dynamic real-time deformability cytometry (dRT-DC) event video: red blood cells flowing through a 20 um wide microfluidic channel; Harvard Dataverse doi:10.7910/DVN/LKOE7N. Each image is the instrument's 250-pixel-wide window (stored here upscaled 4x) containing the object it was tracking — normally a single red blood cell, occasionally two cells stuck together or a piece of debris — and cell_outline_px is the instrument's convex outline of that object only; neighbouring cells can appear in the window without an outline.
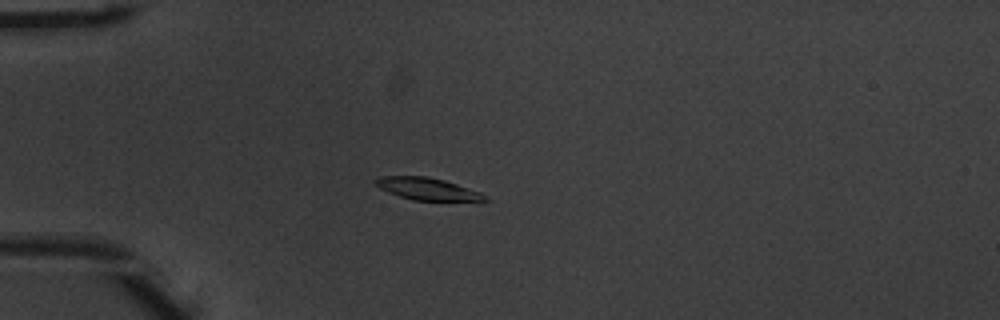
{"species": "common noctule bat (a hibernating species)", "species_latin": "Nyctalus noctula", "temperature_condition": "warm", "stored_images_in_passage": 43, "camera_frame_rate_fps": 3000, "um_per_image_px": 0.085, "animal": {"sex": "male", "body_mass_g": 20.1, "forearm_length_mm": 53.5}, "frame": {"image": 1, "passage_image": 5, "time_ms": 1.333, "image_size_px": [1000, 320], "cell_outline_px": [[488, 200], [412, 200], [388, 192], [380, 188], [372, 180], [376, 176], [428, 176], [444, 180], [480, 192], [488, 196]], "centroid_in_image_um": [36.26, 16.03], "position_along_channel_um": 48.7, "area_um2": 13.99}}
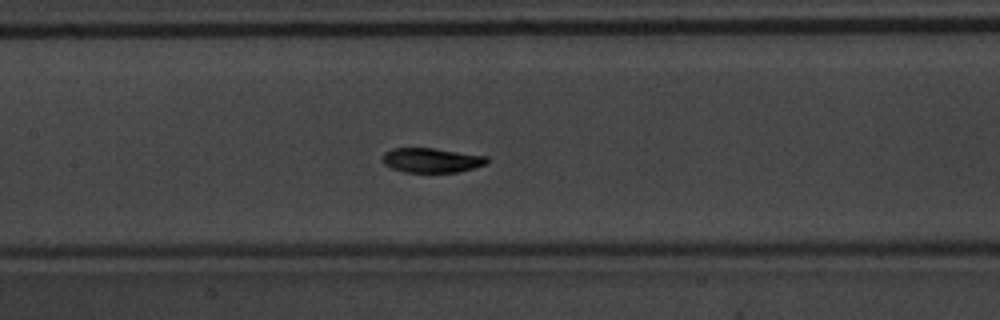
{"frame": {"image": 2, "passage_image": 16, "time_ms": 5.0, "image_size_px": [1000, 320], "cell_outline_px": [[488, 164], [456, 172], [404, 172], [392, 168], [384, 164], [384, 152], [392, 148], [436, 148], [488, 156]], "centroid_in_image_um": [36.71, 13.61], "position_along_channel_um": 170.7, "area_um2": 14.97}}
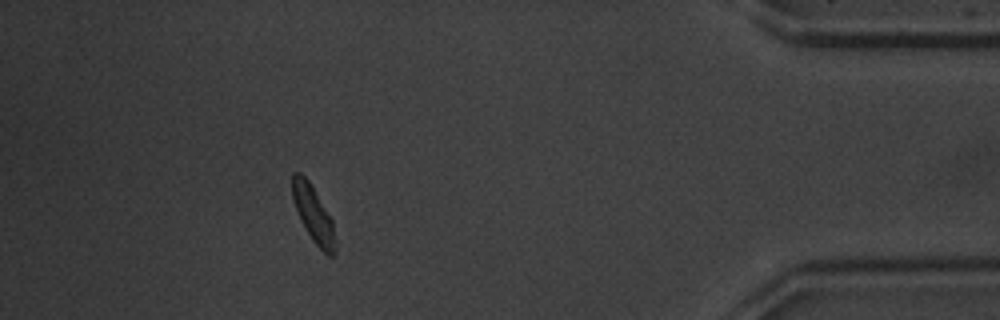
{"frame": {"image": 3, "passage_image": 38, "time_ms": 12.333, "image_size_px": [1000, 320], "cell_outline_px": [[336, 252], [332, 256], [328, 256], [312, 240], [300, 220], [292, 200], [292, 172], [300, 172], [308, 180], [332, 220], [336, 248]], "centroid_in_image_um": [26.61, 18.21], "position_along_channel_um": 408.6, "area_um2": 13.93}, "authors_computed_cell_mechanics": {"area_um2": 14.739, "velocity_mm_per_s": 3.8737, "shape_relaxation_time_tau1_ms": 2.2678, "shape_relaxation_time_tau2_ms": 3.8542, "deformation_change_tau1": 0.1585, "deformation_change_tau2": 0.072}}